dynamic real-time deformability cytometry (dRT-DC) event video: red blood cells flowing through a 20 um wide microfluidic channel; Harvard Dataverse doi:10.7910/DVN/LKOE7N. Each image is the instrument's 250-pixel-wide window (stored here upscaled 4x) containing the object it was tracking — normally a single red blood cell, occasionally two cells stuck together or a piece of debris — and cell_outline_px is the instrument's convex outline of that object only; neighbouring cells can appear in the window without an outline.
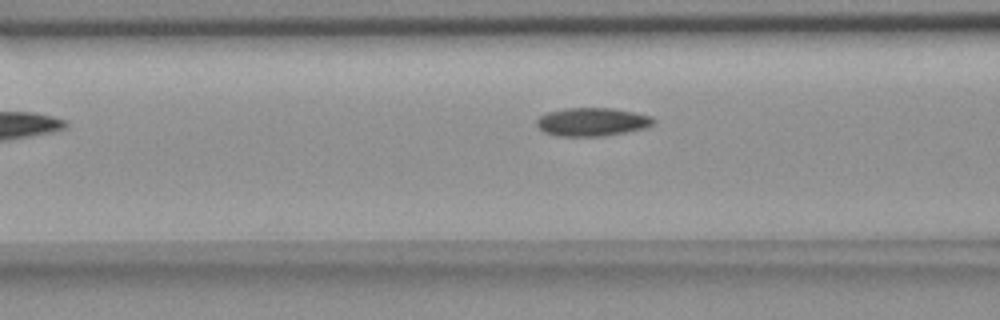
{"species": "common noctule bat (a hibernating species)", "species_latin": "Nyctalus noctula", "temperature_condition": "room temperature", "stored_images_in_passage": 7, "camera_frame_rate_fps": 3000, "um_per_image_px": 0.085, "animal": {"sex": "female", "body_mass_g": 18.4}, "frame": {"image": 1, "passage_image": 7, "time_ms": 7.667, "image_size_px": [1000, 320], "cell_outline_px": [[656, 120], [652, 124], [644, 128], [604, 136], [560, 136], [544, 132], [536, 124], [536, 120], [540, 116], [548, 112], [564, 108], [612, 108], [652, 116]], "centroid_in_image_um": [50.31, 10.35], "position_along_channel_um": 116.3, "area_um2": 19.13}}